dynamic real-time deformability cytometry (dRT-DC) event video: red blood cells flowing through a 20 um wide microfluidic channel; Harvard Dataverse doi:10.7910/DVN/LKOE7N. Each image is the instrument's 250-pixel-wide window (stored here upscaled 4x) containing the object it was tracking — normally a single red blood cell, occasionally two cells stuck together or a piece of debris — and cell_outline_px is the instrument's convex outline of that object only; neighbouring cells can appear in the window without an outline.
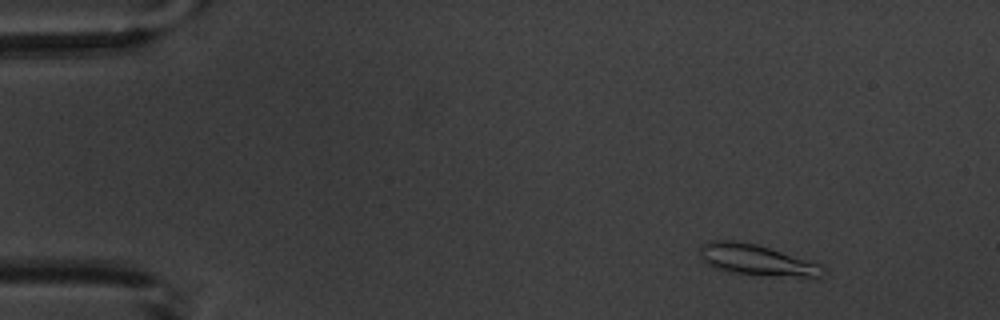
{"species": "common noctule bat (a hibernating species)", "species_latin": "Nyctalus noctula", "temperature_condition": "warm", "stored_images_in_passage": 5, "camera_frame_rate_fps": 3000, "um_per_image_px": 0.085, "animal": {"sex": "male", "body_mass_g": 20.1, "forearm_length_mm": 53.5}, "frame": {"image": 1, "passage_image": 2, "time_ms": 1.333, "image_size_px": [1000, 320], "cell_outline_px": [[824, 272], [820, 280], [816, 280], [728, 272], [712, 268], [700, 256], [700, 244], [708, 240], [736, 240], [756, 244], [820, 264], [824, 268]], "centroid_in_image_um": [64.36, 22.13], "position_along_channel_um": 20.6, "area_um2": 22.83}}